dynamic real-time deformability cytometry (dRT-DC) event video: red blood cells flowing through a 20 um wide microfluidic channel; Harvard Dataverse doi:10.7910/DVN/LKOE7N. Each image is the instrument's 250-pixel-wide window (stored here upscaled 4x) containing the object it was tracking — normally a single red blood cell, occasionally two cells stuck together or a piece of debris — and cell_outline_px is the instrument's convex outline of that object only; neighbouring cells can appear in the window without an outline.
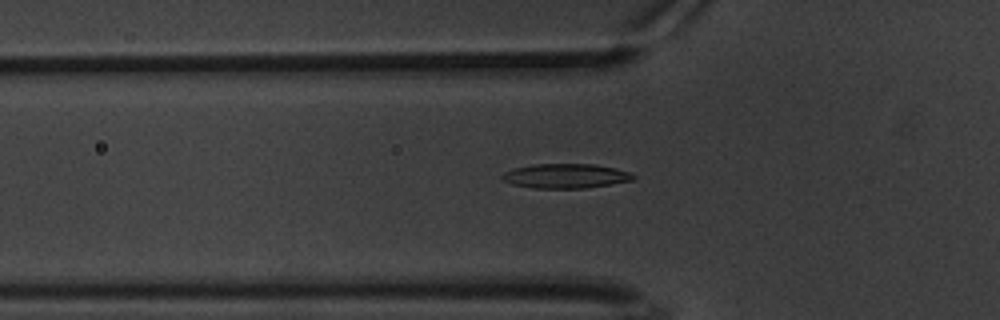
{"species": "common noctule bat (a hibernating species)", "species_latin": "Nyctalus noctula", "temperature_condition": "warm", "stored_images_in_passage": 57, "camera_frame_rate_fps": 3000, "um_per_image_px": 0.085, "animal": {"sex": "male", "body_mass_g": 20.1, "forearm_length_mm": 53.5}, "frame": {"image": 1, "passage_image": 21, "time_ms": 6.667, "image_size_px": [1000, 320], "cell_outline_px": [[636, 180], [584, 188], [532, 188], [512, 184], [504, 180], [500, 176], [504, 172], [512, 168], [532, 164], [596, 164], [616, 168], [632, 172], [636, 176]], "centroid_in_image_um": [48.11, 14.95], "position_along_channel_um": 77.7, "area_um2": 18.96}}
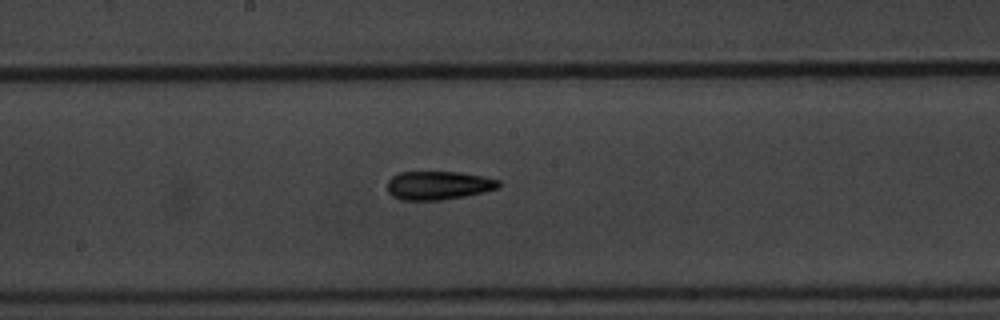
{"frame": {"image": 2, "passage_image": 33, "time_ms": 10.667, "image_size_px": [1000, 320], "cell_outline_px": [[500, 188], [484, 192], [464, 196], [440, 200], [400, 200], [392, 196], [388, 192], [388, 180], [392, 176], [400, 172], [460, 172], [500, 180]], "centroid_in_image_um": [37.25, 15.76], "position_along_channel_um": 210.9, "area_um2": 18.55}}
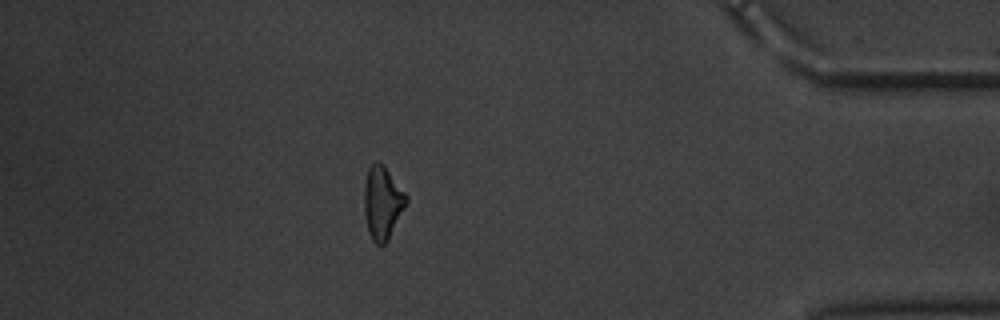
{"frame": {"image": 3, "passage_image": 54, "time_ms": 17.667, "image_size_px": [1000, 320], "cell_outline_px": [[408, 204], [388, 240], [384, 244], [376, 244], [372, 240], [368, 232], [364, 212], [364, 184], [368, 168], [376, 160], [384, 164], [408, 196]], "centroid_in_image_um": [32.52, 17.21], "position_along_channel_um": 402.7, "area_um2": 18.26}}